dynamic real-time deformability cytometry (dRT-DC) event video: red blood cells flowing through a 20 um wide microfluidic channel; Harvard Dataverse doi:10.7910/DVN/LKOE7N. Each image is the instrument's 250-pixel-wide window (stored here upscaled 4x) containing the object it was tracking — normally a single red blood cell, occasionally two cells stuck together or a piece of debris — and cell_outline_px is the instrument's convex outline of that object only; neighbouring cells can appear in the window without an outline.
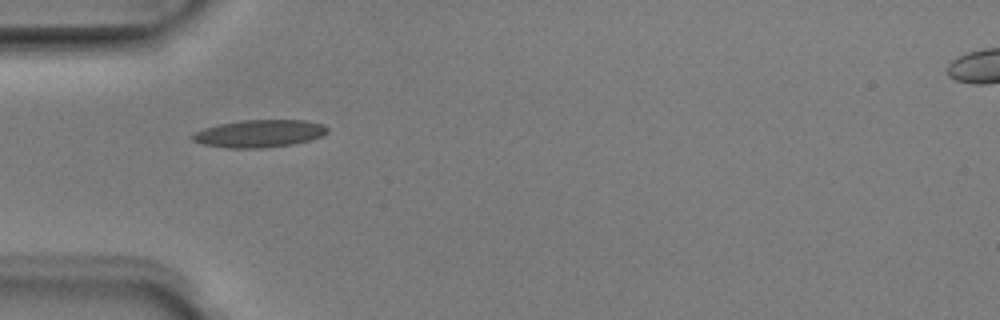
{"species": "Egyptian fruit bat (a non-hibernating species)", "species_latin": "Rousettus aegyptiacus", "temperature_condition": "room temperature", "stored_images_in_passage": 1, "camera_frame_rate_fps": 3000, "um_per_image_px": 0.085, "animal": {"sex": "male"}, "frame": {"image": 1, "passage_image": 1, "time_ms": 0.0, "image_size_px": [1000, 320], "cell_outline_px": [[328, 132], [324, 136], [292, 144], [264, 148], [228, 148], [204, 144], [192, 140], [192, 136], [196, 132], [204, 128], [220, 124], [240, 120], [304, 120], [324, 124], [328, 128]], "centroid_in_image_um": [22.09, 11.35], "position_along_channel_um": 62.9, "area_um2": 21.56}}